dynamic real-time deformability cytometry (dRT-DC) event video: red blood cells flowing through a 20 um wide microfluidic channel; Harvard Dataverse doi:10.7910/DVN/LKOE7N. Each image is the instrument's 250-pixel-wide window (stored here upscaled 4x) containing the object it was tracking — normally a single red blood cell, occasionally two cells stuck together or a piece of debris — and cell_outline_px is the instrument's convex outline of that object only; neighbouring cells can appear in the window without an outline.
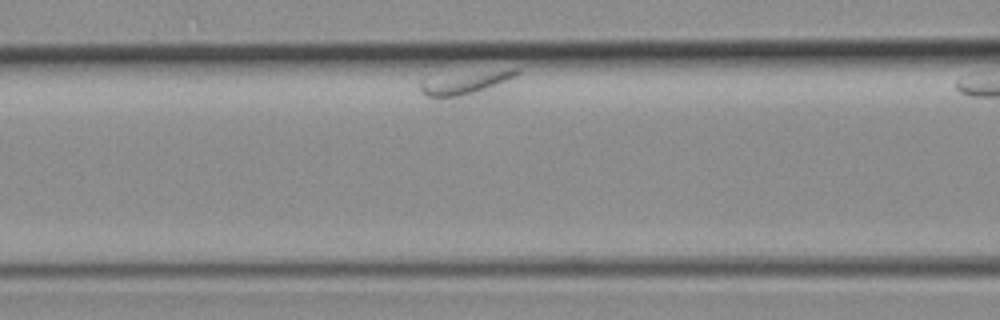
{"species": "common noctule bat (a hibernating species)", "species_latin": "Nyctalus noctula", "temperature_condition": "room temperature", "stored_images_in_passage": 10, "segment_of_instrument_passage": [1, 2], "camera_frame_rate_fps": 3000, "um_per_image_px": 0.085, "animal": {"sex": "female", "body_mass_g": 19.3, "forearm_length_mm": 54.1}, "frame": {"image": 1, "passage_image": 9, "time_ms": 2.667, "image_size_px": [1000, 320], "cell_outline_px": [[520, 72], [516, 76], [488, 92], [464, 100], [428, 96], [420, 92], [420, 80], [512, 68], [520, 68]], "centroid_in_image_um": [39.67, 7.14], "position_along_channel_um": 126.9, "area_um2": 13.58}}